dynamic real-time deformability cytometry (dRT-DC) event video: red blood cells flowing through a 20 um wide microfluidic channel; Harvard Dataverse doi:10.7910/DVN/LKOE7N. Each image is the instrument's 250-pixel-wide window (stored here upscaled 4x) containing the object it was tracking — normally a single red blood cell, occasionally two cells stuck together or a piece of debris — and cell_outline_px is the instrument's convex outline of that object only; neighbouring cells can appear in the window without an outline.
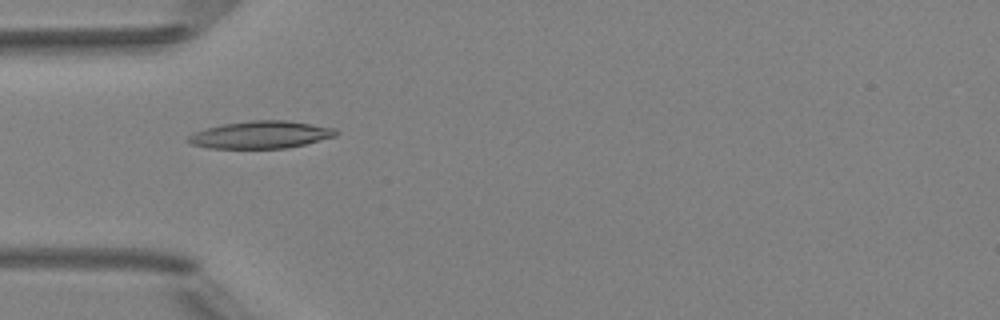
{"species": "Egyptian fruit bat (a non-hibernating species)", "species_latin": "Rousettus aegyptiacus", "temperature_condition": "room temperature", "stored_images_in_passage": 4, "camera_frame_rate_fps": 3000, "um_per_image_px": 0.085, "animal": {"sex": "female"}, "frame": {"image": 1, "passage_image": 2, "time_ms": 1.0, "image_size_px": [1000, 320], "cell_outline_px": [[340, 132], [336, 136], [304, 144], [284, 148], [208, 148], [192, 144], [184, 140], [188, 136], [196, 132], [208, 128], [224, 124], [252, 120], [288, 120], [336, 128]], "centroid_in_image_um": [22.19, 11.45], "position_along_channel_um": 62.8, "area_um2": 23.47}}
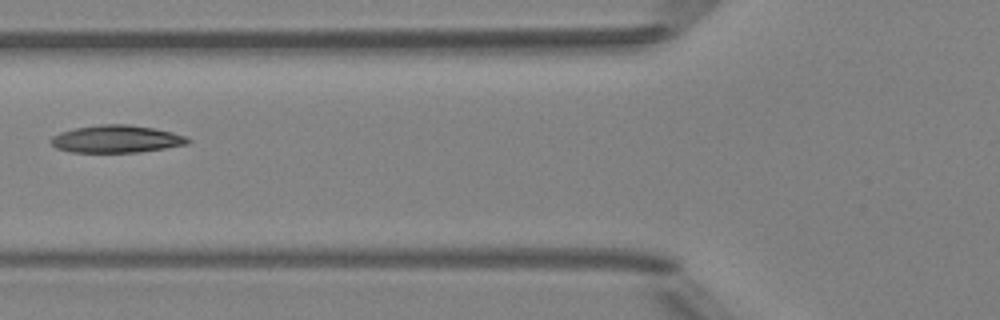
{"frame": {"image": 2, "passage_image": 3, "time_ms": 2.333, "image_size_px": [1000, 320], "cell_outline_px": [[192, 140], [188, 144], [140, 152], [72, 152], [56, 148], [48, 140], [52, 136], [60, 132], [76, 128], [100, 124], [128, 124], [152, 128], [172, 132], [188, 136]], "centroid_in_image_um": [9.9, 11.81], "position_along_channel_um": 115.9, "area_um2": 21.96}}
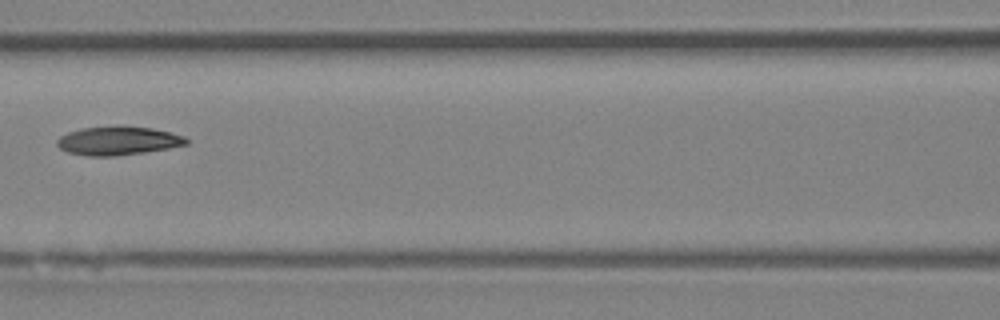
{"frame": {"image": 3, "passage_image": 4, "time_ms": 3.333, "image_size_px": [1000, 320], "cell_outline_px": [[188, 144], [168, 148], [144, 152], [116, 156], [88, 156], [68, 152], [60, 148], [56, 144], [56, 140], [60, 136], [68, 132], [80, 128], [152, 128], [184, 136], [188, 140]], "centroid_in_image_um": [10.0, 12.0], "position_along_channel_um": 156.6, "area_um2": 20.87}}